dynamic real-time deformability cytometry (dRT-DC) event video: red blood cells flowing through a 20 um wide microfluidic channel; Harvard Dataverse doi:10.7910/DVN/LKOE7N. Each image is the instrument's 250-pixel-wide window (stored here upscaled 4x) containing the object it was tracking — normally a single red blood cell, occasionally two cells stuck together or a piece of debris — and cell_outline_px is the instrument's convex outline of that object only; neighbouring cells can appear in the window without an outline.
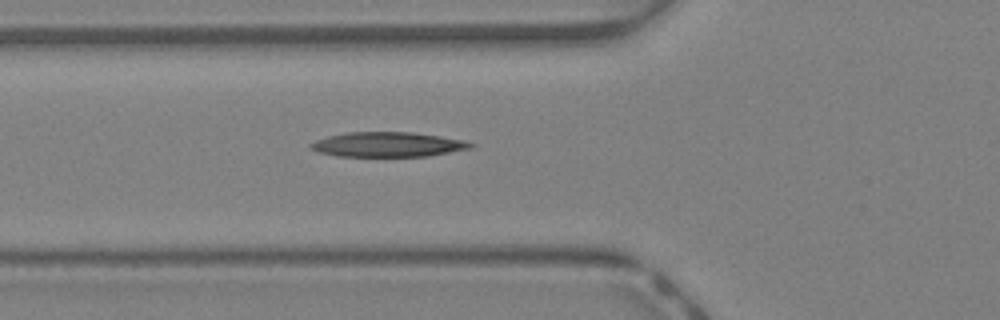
{"species": "Egyptian fruit bat (a non-hibernating species)", "species_latin": "Rousettus aegyptiacus", "temperature_condition": "warm", "stored_images_in_passage": 30, "camera_frame_rate_fps": 3000, "um_per_image_px": 0.085, "animal": {"sex": "female"}, "frame": {"image": 1, "passage_image": 2, "time_ms": 0.333, "image_size_px": [1000, 320], "cell_outline_px": [[476, 144], [472, 148], [428, 156], [336, 156], [320, 152], [308, 148], [308, 144], [316, 140], [328, 136], [348, 132], [412, 132], [440, 136], [464, 140]], "centroid_in_image_um": [32.96, 12.28], "position_along_channel_um": 92.8, "area_um2": 23.12}}
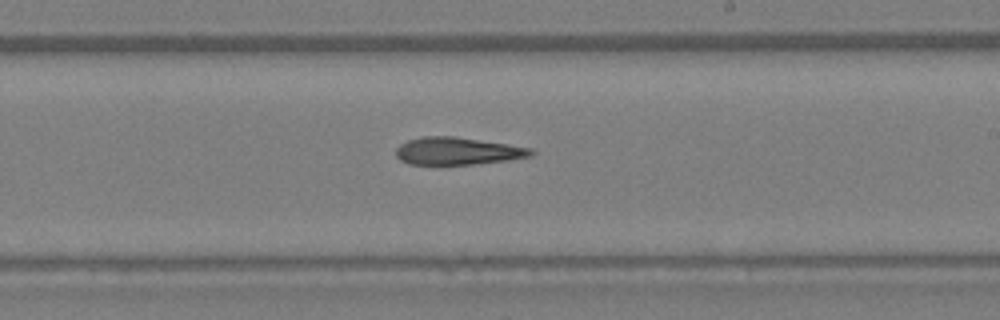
{"frame": {"image": 2, "passage_image": 12, "time_ms": 3.667, "image_size_px": [1000, 320], "cell_outline_px": [[536, 152], [532, 156], [508, 160], [476, 164], [408, 164], [400, 160], [396, 156], [396, 148], [400, 144], [408, 140], [420, 136], [456, 136], [508, 144], [532, 148]], "centroid_in_image_um": [38.9, 12.83], "position_along_channel_um": 250.1, "area_um2": 21.79}}
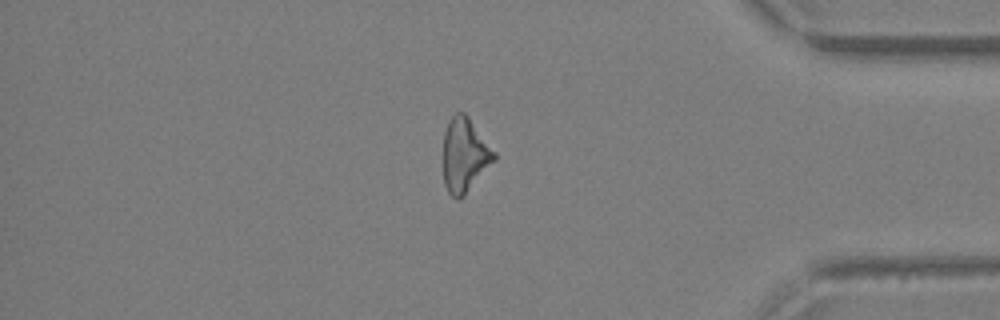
{"frame": {"image": 3, "passage_image": 23, "time_ms": 7.333, "image_size_px": [1000, 320], "cell_outline_px": [[496, 160], [464, 196], [456, 200], [448, 192], [444, 184], [444, 132], [448, 120], [456, 112], [464, 112], [468, 116], [496, 152]], "centroid_in_image_um": [39.51, 13.18], "position_along_channel_um": 395.7, "area_um2": 22.14}}